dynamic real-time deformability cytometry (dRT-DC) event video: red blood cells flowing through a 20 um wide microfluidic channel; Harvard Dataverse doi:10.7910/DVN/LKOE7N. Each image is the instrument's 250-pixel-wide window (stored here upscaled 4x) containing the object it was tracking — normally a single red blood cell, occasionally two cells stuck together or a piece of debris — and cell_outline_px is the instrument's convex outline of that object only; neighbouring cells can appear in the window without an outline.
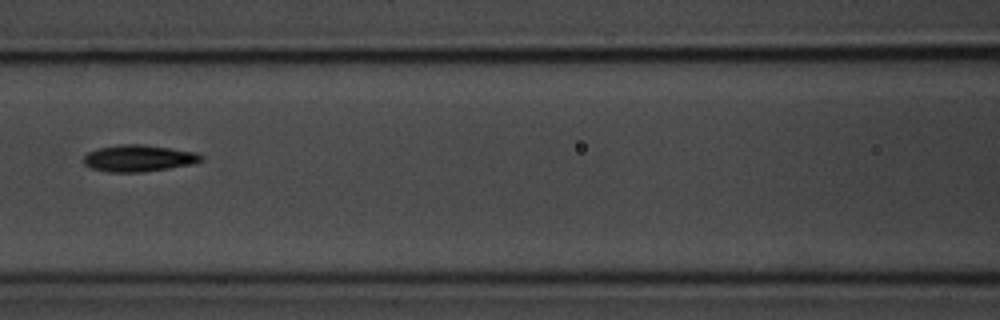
{"species": "common noctule bat (a hibernating species)", "species_latin": "Nyctalus noctula", "temperature_condition": "room temperature", "stored_images_in_passage": 13, "camera_frame_rate_fps": 3000, "um_per_image_px": 0.085, "animal": {"sex": "male", "body_mass_g": 20.1, "forearm_length_mm": 53.5}, "frame": {"image": 1, "passage_image": 6, "time_ms": 7.0, "image_size_px": [1000, 320], "cell_outline_px": [[204, 160], [192, 164], [144, 172], [108, 172], [92, 168], [84, 164], [84, 156], [88, 152], [96, 148], [120, 144], [144, 144], [196, 152], [204, 156]], "centroid_in_image_um": [11.79, 13.44], "position_along_channel_um": 154.8, "area_um2": 18.38}}